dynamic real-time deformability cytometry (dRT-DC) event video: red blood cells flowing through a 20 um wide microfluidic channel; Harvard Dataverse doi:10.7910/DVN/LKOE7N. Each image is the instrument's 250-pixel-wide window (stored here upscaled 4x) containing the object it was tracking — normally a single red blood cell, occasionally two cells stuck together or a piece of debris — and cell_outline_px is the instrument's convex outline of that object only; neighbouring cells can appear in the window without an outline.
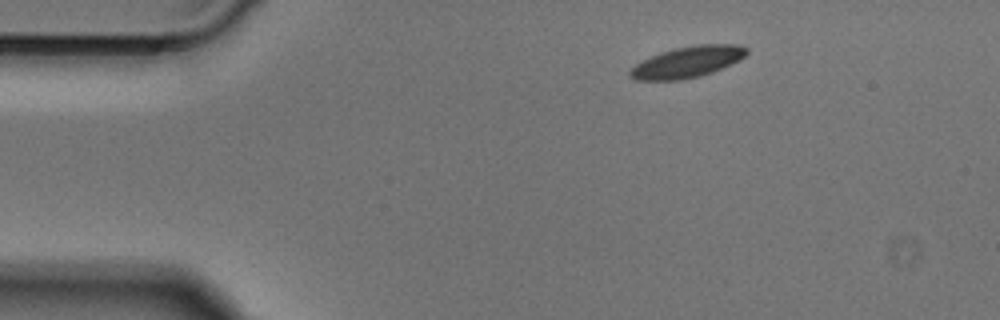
{"species": "Egyptian fruit bat (a non-hibernating species)", "species_latin": "Rousettus aegyptiacus", "temperature_condition": "cold", "stored_images_in_passage": 43, "camera_frame_rate_fps": 3000, "um_per_image_px": 0.085, "animal": {"sex": "male"}, "frame": {"image": 1, "passage_image": 1, "time_ms": 0.0, "image_size_px": [1000, 320], "cell_outline_px": [[748, 52], [740, 60], [732, 64], [712, 72], [700, 76], [680, 80], [636, 80], [628, 76], [628, 72], [636, 64], [660, 52], [676, 48], [696, 44], [740, 44], [748, 48]], "centroid_in_image_um": [58.46, 5.26], "position_along_channel_um": 26.5, "area_um2": 21.21}}
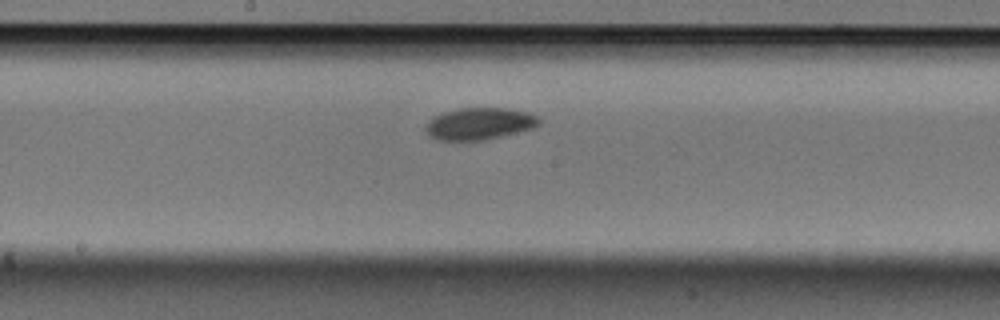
{"frame": {"image": 2, "passage_image": 19, "time_ms": 6.0, "image_size_px": [1000, 320], "cell_outline_px": [[540, 124], [532, 128], [484, 140], [436, 140], [428, 136], [424, 128], [432, 116], [456, 108], [508, 108], [528, 112], [536, 116], [540, 120]], "centroid_in_image_um": [40.7, 10.51], "position_along_channel_um": 207.5, "area_um2": 21.15}}
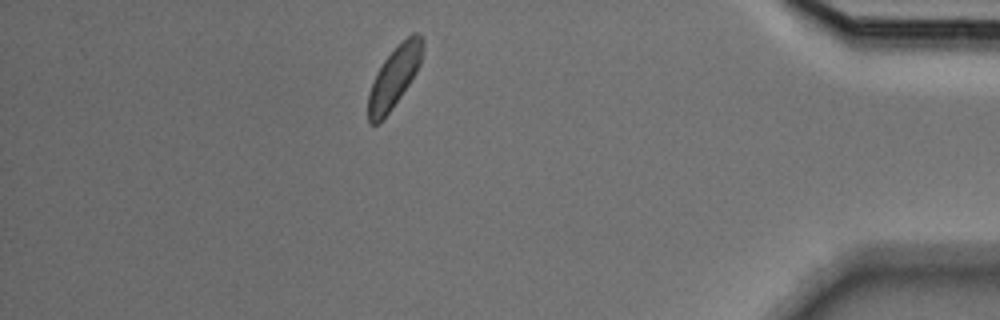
{"frame": {"image": 3, "passage_image": 37, "time_ms": 12.0, "image_size_px": [1000, 320], "cell_outline_px": [[424, 48], [420, 64], [416, 72], [392, 108], [376, 124], [368, 124], [368, 92], [376, 72], [384, 60], [412, 32], [420, 32], [424, 36]], "centroid_in_image_um": [33.53, 6.5], "position_along_channel_um": 401.7, "area_um2": 19.07}}